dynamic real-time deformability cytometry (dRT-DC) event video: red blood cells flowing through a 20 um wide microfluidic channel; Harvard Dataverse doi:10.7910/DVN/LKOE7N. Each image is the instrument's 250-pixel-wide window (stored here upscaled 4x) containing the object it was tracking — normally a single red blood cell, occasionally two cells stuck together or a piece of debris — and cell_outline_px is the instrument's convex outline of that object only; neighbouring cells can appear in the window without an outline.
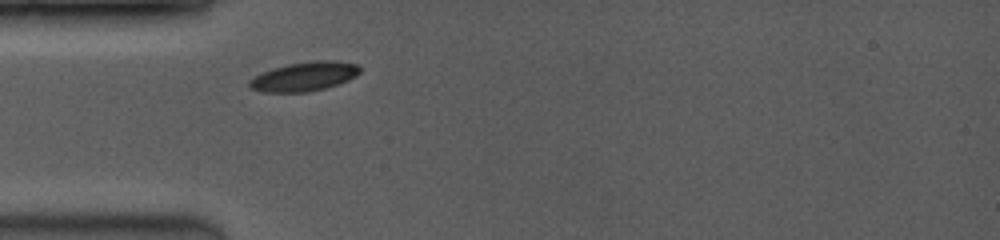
{"species": "common noctule bat (a hibernating species)", "species_latin": "Nyctalus noctula", "temperature_condition": "room temperature", "stored_images_in_passage": 9, "camera_frame_rate_fps": 3500, "um_per_image_px": 0.085, "animal": {"sex": "female", "body_mass_g": 19.0, "forearm_length_mm": 53.3}, "frame": {"image": 1, "passage_image": 1, "time_ms": 0.0, "image_size_px": [1000, 240], "cell_outline_px": [[360, 72], [356, 76], [348, 80], [324, 88], [308, 92], [260, 92], [252, 88], [248, 84], [248, 80], [264, 72], [288, 64], [316, 60], [332, 60], [356, 64], [360, 68]], "centroid_in_image_um": [25.87, 6.5], "position_along_channel_um": 59.1, "area_um2": 18.5}}
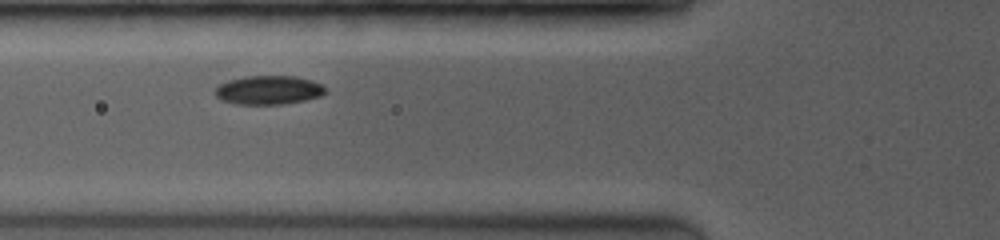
{"frame": {"image": 2, "passage_image": 4, "time_ms": 1.143, "image_size_px": [1000, 240], "cell_outline_px": [[324, 92], [320, 96], [304, 100], [284, 104], [236, 104], [220, 100], [216, 96], [216, 88], [220, 84], [228, 80], [248, 76], [296, 76], [312, 80], [320, 84], [324, 88]], "centroid_in_image_um": [22.8, 7.65], "position_along_channel_um": 103.0, "area_um2": 18.38}}
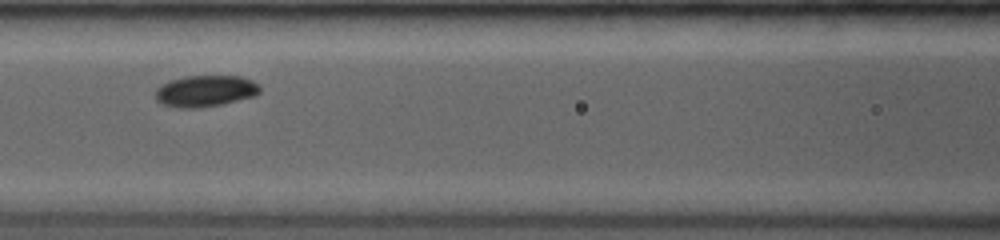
{"frame": {"image": 3, "passage_image": 7, "time_ms": 2.286, "image_size_px": [1000, 240], "cell_outline_px": [[260, 92], [256, 96], [220, 104], [200, 108], [180, 108], [164, 104], [156, 100], [156, 88], [172, 80], [184, 76], [240, 76], [252, 80], [260, 84]], "centroid_in_image_um": [17.5, 7.73], "position_along_channel_um": 149.1, "area_um2": 19.07}}